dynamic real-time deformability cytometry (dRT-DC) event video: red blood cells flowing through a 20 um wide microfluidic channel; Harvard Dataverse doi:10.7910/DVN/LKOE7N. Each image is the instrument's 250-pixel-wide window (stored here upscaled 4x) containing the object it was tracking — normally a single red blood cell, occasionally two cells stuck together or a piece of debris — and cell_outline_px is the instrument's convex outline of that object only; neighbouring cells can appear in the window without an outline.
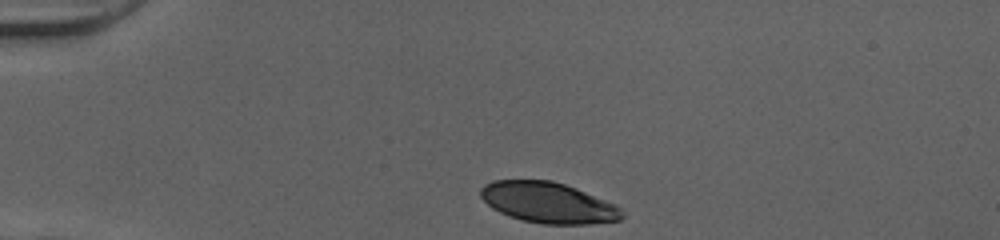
{"species": "human", "species_latin": "Homo sapiens", "temperature_condition": "cold", "stored_images_in_passage": 32, "camera_frame_rate_fps": 3000, "um_per_image_px": 0.085, "donor": {"sex": "female"}, "frame": {"image": 1, "passage_image": 1, "time_ms": 0.0, "image_size_px": [1000, 240], "cell_outline_px": [[624, 216], [620, 220], [592, 224], [540, 224], [520, 220], [508, 216], [492, 208], [480, 196], [480, 188], [484, 184], [492, 180], [552, 180], [576, 188], [616, 204], [624, 212]], "centroid_in_image_um": [46.6, 17.23], "position_along_channel_um": 38.4, "area_um2": 33.87}}
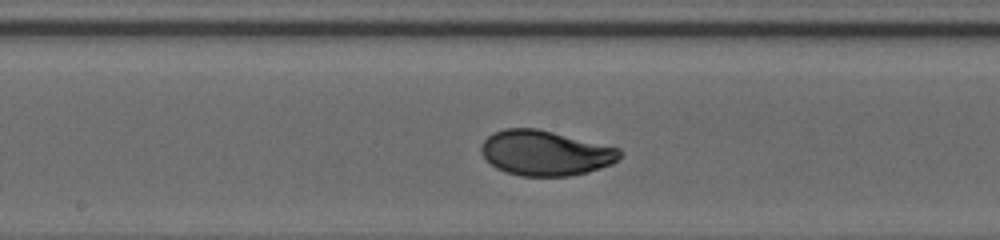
{"frame": {"image": 2, "passage_image": 17, "time_ms": 5.333, "image_size_px": [1000, 240], "cell_outline_px": [[624, 152], [612, 164], [588, 172], [568, 176], [520, 176], [496, 168], [480, 152], [480, 144], [492, 132], [504, 128], [536, 128], [620, 148]], "centroid_in_image_um": [46.34, 13.0], "position_along_channel_um": 201.9, "area_um2": 36.41}}
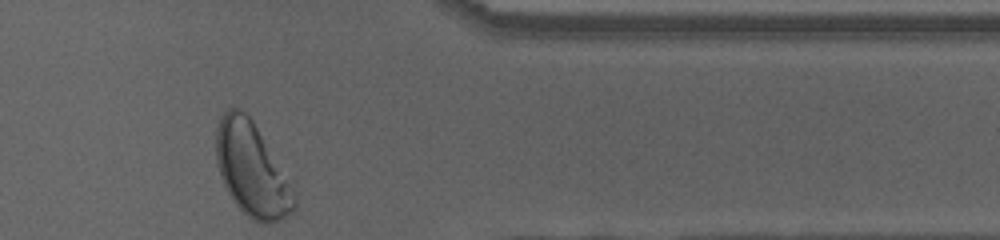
{"frame": {"image": 3, "passage_image": 32, "time_ms": 10.333, "image_size_px": [1000, 240], "cell_outline_px": [[296, 204], [292, 212], [288, 216], [280, 220], [268, 224], [260, 224], [252, 220], [236, 204], [228, 192], [220, 176], [216, 164], [216, 128], [224, 112], [228, 108], [240, 108], [252, 120], [296, 180]], "centroid_in_image_um": [21.51, 14.43], "position_along_channel_um": 389.9, "area_um2": 44.27}, "authors_computed_cell_mechanics": {"area_um2": 36.0961, "velocity_mm_per_s": 3.9965, "shape_relaxation_time_tau1_ms": 4.0227, "shape_relaxation_time_tau2_ms": null, "deformation_change_tau1": 0.1709, "deformation_change_tau2": null}}